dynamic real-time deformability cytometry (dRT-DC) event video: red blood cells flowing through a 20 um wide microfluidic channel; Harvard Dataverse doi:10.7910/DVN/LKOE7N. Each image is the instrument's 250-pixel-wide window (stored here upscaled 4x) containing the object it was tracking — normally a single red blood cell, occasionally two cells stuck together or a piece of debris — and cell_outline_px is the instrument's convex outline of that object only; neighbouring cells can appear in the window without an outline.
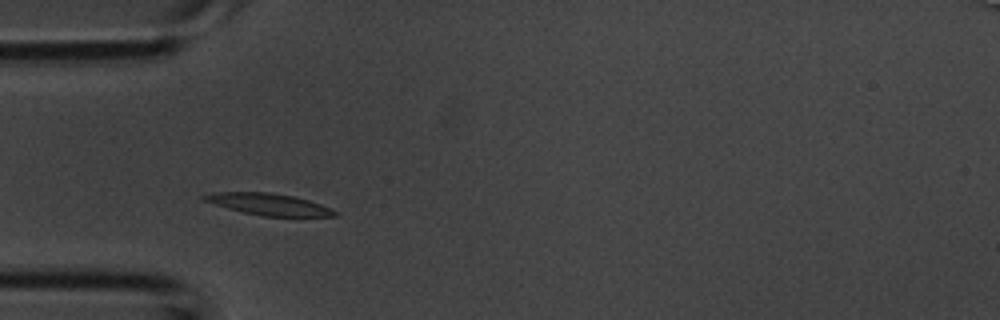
{"species": "common noctule bat (a hibernating species)", "species_latin": "Nyctalus noctula", "temperature_condition": "room temperature", "stored_images_in_passage": 29, "camera_frame_rate_fps": 3000, "um_per_image_px": 0.085, "animal": {"sex": "male", "body_mass_g": 20.1, "forearm_length_mm": 53.5}, "frame": {"image": 1, "passage_image": 6, "time_ms": 1.667, "image_size_px": [1000, 320], "cell_outline_px": [[340, 212], [336, 216], [264, 216], [244, 212], [228, 208], [204, 200], [200, 196], [216, 192], [272, 192], [292, 196], [308, 200], [320, 204]], "centroid_in_image_um": [22.88, 17.36], "position_along_channel_um": 62.1, "area_um2": 16.24}}
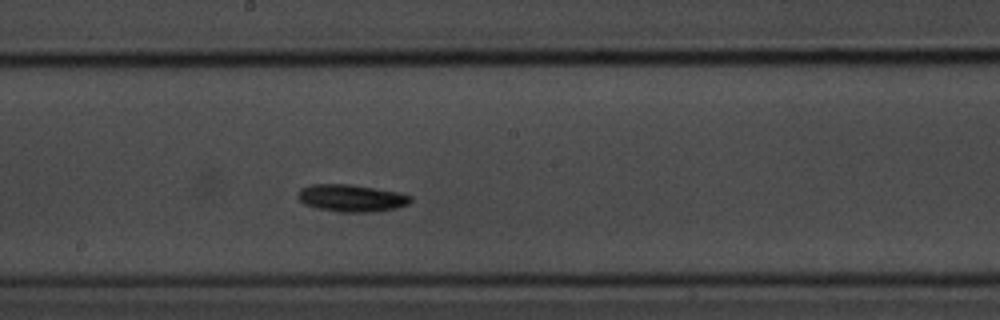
{"frame": {"image": 2, "passage_image": 16, "time_ms": 5.0, "image_size_px": [1000, 320], "cell_outline_px": [[412, 200], [408, 204], [396, 208], [372, 212], [340, 212], [316, 208], [304, 204], [296, 196], [296, 192], [300, 188], [312, 184], [348, 184], [376, 188], [400, 192], [412, 196]], "centroid_in_image_um": [29.85, 16.83], "position_along_channel_um": 218.3, "area_um2": 18.09}}
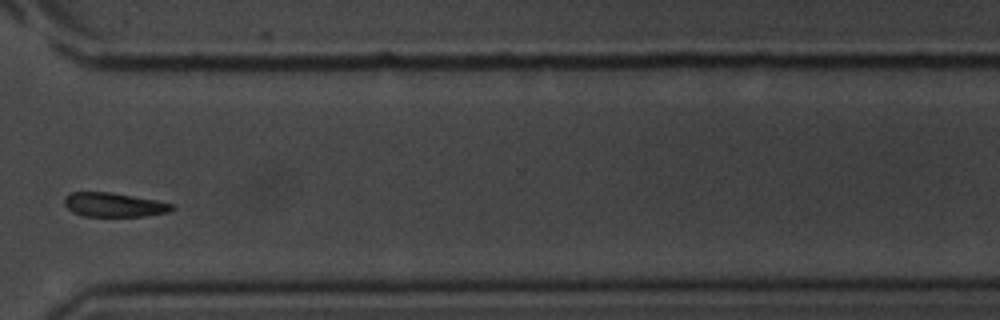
{"frame": {"image": 3, "passage_image": 25, "time_ms": 8.0, "image_size_px": [1000, 320], "cell_outline_px": [[176, 208], [172, 212], [144, 216], [84, 216], [72, 212], [64, 204], [64, 196], [72, 192], [108, 192], [156, 200], [172, 204]], "centroid_in_image_um": [9.7, 17.41], "position_along_channel_um": 360.9, "area_um2": 15.14}}